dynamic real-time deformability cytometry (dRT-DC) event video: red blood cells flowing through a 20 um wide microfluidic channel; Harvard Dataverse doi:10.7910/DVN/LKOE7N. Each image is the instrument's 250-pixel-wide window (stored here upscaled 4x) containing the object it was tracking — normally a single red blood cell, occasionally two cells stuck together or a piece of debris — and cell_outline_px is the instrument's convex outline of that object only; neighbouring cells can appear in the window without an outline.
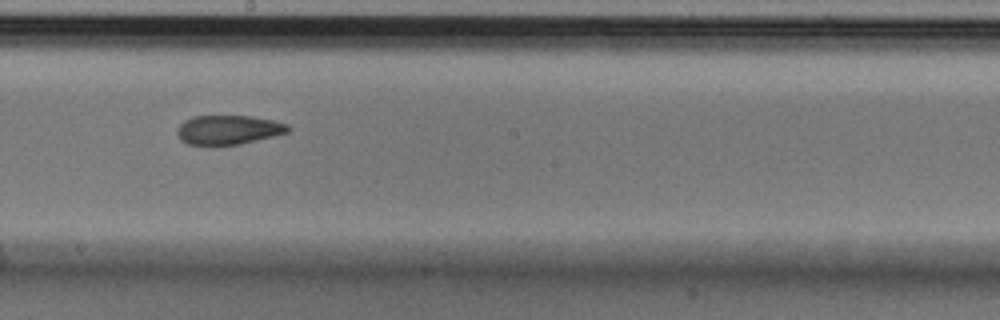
{"species": "Egyptian fruit bat (a non-hibernating species)", "species_latin": "Rousettus aegyptiacus", "temperature_condition": "cold", "stored_images_in_passage": 9, "camera_frame_rate_fps": 3000, "um_per_image_px": 0.085, "animal": {"sex": "male"}, "frame": {"image": 1, "passage_image": 9, "time_ms": 2.667, "image_size_px": [1000, 320], "cell_outline_px": [[292, 128], [288, 132], [276, 136], [240, 144], [188, 144], [180, 140], [176, 132], [176, 128], [184, 120], [192, 116], [252, 116], [272, 120], [288, 124]], "centroid_in_image_um": [19.42, 11.02], "position_along_channel_um": 228.8, "area_um2": 18.96}}